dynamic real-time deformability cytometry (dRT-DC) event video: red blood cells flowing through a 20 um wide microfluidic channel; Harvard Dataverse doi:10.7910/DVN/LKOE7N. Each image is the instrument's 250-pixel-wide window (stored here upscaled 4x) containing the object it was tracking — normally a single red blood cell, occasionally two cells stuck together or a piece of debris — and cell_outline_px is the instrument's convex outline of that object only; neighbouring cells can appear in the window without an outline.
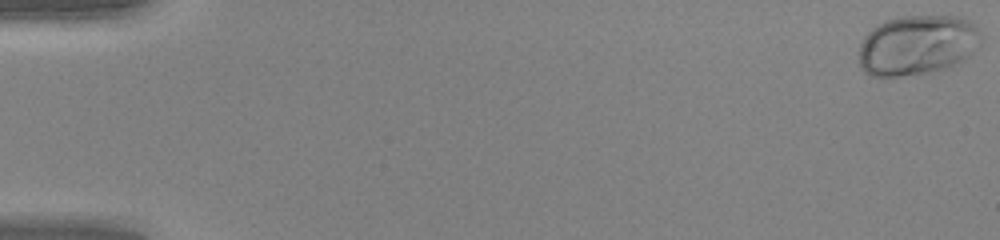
{"species": "human", "species_latin": "Homo sapiens", "temperature_condition": "warm", "stored_images_in_passage": 50, "camera_frame_rate_fps": 3000, "um_per_image_px": 0.085, "donor": {"sex": "female"}, "frame": {"image": 1, "passage_image": 1, "time_ms": 0.0, "image_size_px": [1000, 240], "cell_outline_px": [[980, 48], [968, 56], [944, 68], [928, 72], [896, 76], [868, 76], [860, 68], [860, 44], [864, 36], [876, 24], [900, 16], [960, 16], [968, 20], [980, 28]], "centroid_in_image_um": [77.96, 3.81], "position_along_channel_um": 7.0, "area_um2": 42.71}}
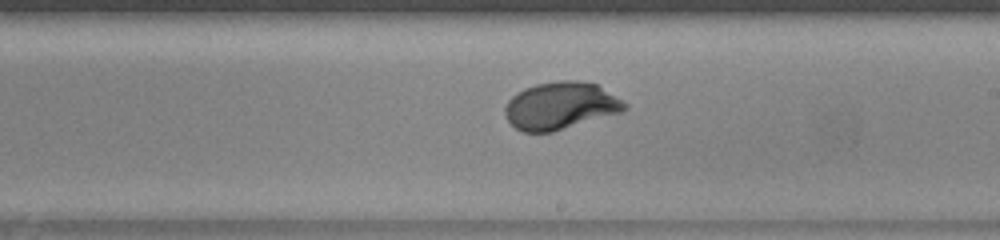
{"frame": {"image": 2, "passage_image": 30, "time_ms": 9.667, "image_size_px": [1000, 240], "cell_outline_px": [[628, 108], [624, 112], [552, 132], [524, 132], [516, 128], [508, 120], [504, 112], [504, 108], [508, 100], [516, 92], [524, 88], [536, 84], [560, 80], [580, 80], [596, 84], [628, 104]], "centroid_in_image_um": [47.65, 8.99], "position_along_channel_um": 241.3, "area_um2": 33.18}}
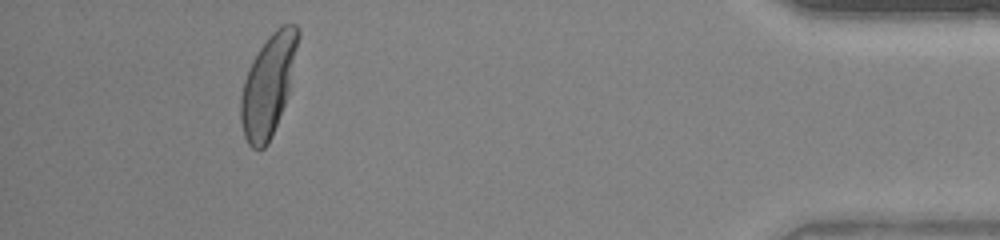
{"frame": {"image": 3, "passage_image": 46, "time_ms": 15.0, "image_size_px": [1000, 240], "cell_outline_px": [[300, 36], [288, 96], [272, 136], [268, 144], [264, 148], [252, 148], [248, 144], [244, 136], [240, 120], [240, 96], [244, 80], [248, 68], [252, 60], [268, 36], [276, 28], [284, 24], [296, 24], [300, 28]], "centroid_in_image_um": [22.81, 7.23], "position_along_channel_um": 412.4, "area_um2": 33.93}, "authors_computed_cell_mechanics": {"area_um2": 32.8304, "velocity_mm_per_s": 4.2272, "shape_relaxation_time_tau1_ms": 2.4099, "shape_relaxation_time_tau2_ms": null, "deformation_change_tau1": 0.1524, "deformation_change_tau2": null}}